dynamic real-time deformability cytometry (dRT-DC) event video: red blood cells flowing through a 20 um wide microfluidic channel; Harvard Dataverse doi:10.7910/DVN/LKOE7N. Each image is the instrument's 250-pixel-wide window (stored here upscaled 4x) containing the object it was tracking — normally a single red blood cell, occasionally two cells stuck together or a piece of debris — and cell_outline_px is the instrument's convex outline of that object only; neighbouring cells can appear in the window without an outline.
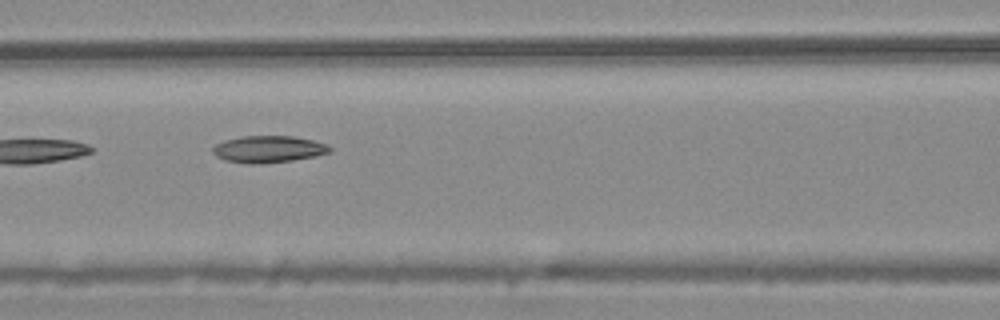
{"species": "common noctule bat (a hibernating species)", "species_latin": "Nyctalus noctula", "temperature_condition": "warm", "stored_images_in_passage": 5, "camera_frame_rate_fps": 3000, "um_per_image_px": 0.085, "animal": {"sex": "male", "body_mass_g": 20.4}, "frame": {"image": 1, "passage_image": 4, "time_ms": 1.0, "image_size_px": [1000, 320], "cell_outline_px": [[332, 152], [316, 156], [292, 160], [260, 164], [248, 164], [224, 160], [216, 156], [212, 152], [212, 148], [216, 144], [224, 140], [240, 136], [292, 136], [312, 140], [324, 144], [332, 148]], "centroid_in_image_um": [22.78, 12.68], "position_along_channel_um": 143.8, "area_um2": 18.38}}